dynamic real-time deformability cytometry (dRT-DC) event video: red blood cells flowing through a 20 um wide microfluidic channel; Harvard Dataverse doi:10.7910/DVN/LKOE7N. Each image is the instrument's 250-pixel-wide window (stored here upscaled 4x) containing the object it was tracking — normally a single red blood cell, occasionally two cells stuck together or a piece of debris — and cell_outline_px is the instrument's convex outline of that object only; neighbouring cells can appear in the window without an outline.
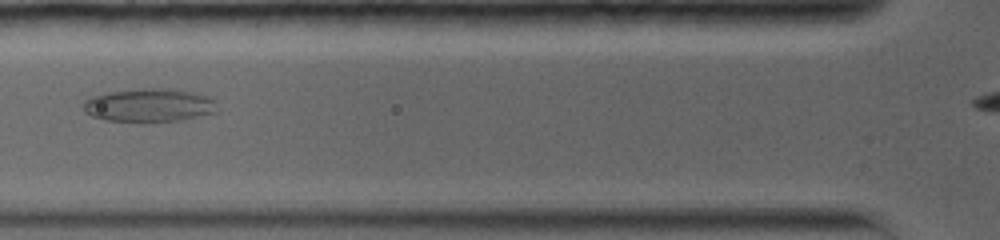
{"species": "common noctule bat (a hibernating species)", "species_latin": "Nyctalus noctula", "temperature_condition": "warm", "stored_images_in_passage": 5, "camera_frame_rate_fps": 5000, "um_per_image_px": 0.085, "animal": {"sex": "female", "body_mass_g": 19.0, "forearm_length_mm": 56.7}, "frame": {"image": 1, "passage_image": 5, "time_ms": 5.2, "image_size_px": [1000, 240], "cell_outline_px": [[216, 112], [180, 120], [144, 124], [104, 120], [92, 116], [84, 112], [84, 100], [92, 96], [108, 92], [144, 88], [168, 88], [196, 92], [208, 96], [216, 100]], "centroid_in_image_um": [12.67, 8.97], "position_along_channel_um": 113.1, "area_um2": 26.76}}